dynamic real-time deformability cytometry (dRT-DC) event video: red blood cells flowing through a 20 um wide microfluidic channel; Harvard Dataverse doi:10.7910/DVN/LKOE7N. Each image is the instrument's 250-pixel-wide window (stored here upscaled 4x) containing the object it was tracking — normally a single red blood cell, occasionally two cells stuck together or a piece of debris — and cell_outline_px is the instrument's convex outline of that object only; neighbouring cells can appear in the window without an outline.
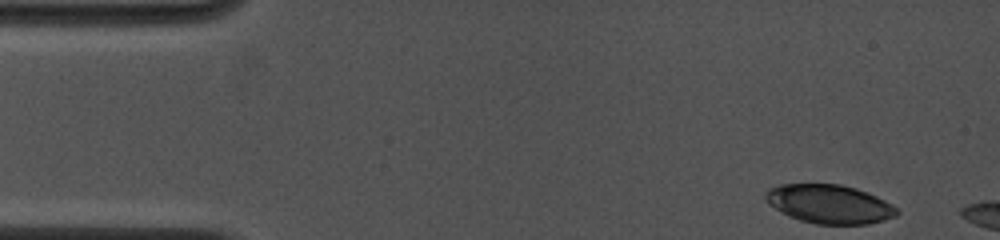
{"species": "common noctule bat (a hibernating species)", "species_latin": "Nyctalus noctula", "temperature_condition": "cold", "stored_images_in_passage": 5, "camera_frame_rate_fps": 4500, "um_per_image_px": 0.085, "animal": {"sex": "female", "body_mass_g": 19.0, "forearm_length_mm": 53.3}, "frame": {"image": 1, "passage_image": 1, "time_ms": 0.0, "image_size_px": [1000, 240], "cell_outline_px": [[900, 212], [896, 216], [884, 220], [868, 224], [816, 224], [800, 220], [788, 216], [780, 212], [768, 204], [764, 196], [764, 192], [768, 188], [780, 184], [840, 184], [856, 188], [868, 192], [892, 204]], "centroid_in_image_um": [70.47, 17.34], "position_along_channel_um": 14.5, "area_um2": 29.94}}